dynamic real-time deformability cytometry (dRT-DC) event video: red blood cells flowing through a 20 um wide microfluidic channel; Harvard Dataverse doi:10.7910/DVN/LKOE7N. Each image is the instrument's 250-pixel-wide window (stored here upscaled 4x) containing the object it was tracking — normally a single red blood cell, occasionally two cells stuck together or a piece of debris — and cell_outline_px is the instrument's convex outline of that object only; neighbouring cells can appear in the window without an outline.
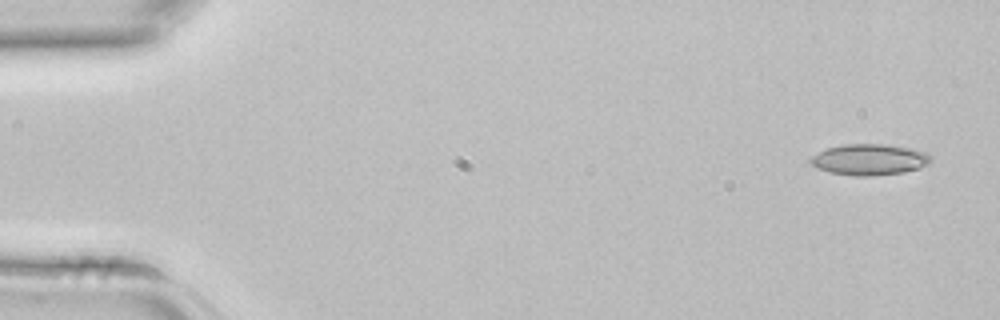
{"species": "common noctule bat (a hibernating species)", "species_latin": "Nyctalus noctula", "temperature_condition": "room temperature", "stored_images_in_passage": 3, "camera_frame_rate_fps": 3000, "um_per_image_px": 0.085, "animal": {"sex": "female", "body_mass_g": 22.7, "forearm_length_mm": 54.2}, "frame": {"image": 1, "passage_image": 1, "time_ms": 0.0, "image_size_px": [1000, 320], "cell_outline_px": [[932, 160], [928, 164], [920, 168], [904, 172], [872, 176], [856, 176], [828, 172], [816, 168], [808, 160], [812, 156], [828, 148], [844, 144], [884, 144], [912, 148], [924, 152], [932, 156]], "centroid_in_image_um": [73.91, 13.57], "position_along_channel_um": 11.1, "area_um2": 21.85}}